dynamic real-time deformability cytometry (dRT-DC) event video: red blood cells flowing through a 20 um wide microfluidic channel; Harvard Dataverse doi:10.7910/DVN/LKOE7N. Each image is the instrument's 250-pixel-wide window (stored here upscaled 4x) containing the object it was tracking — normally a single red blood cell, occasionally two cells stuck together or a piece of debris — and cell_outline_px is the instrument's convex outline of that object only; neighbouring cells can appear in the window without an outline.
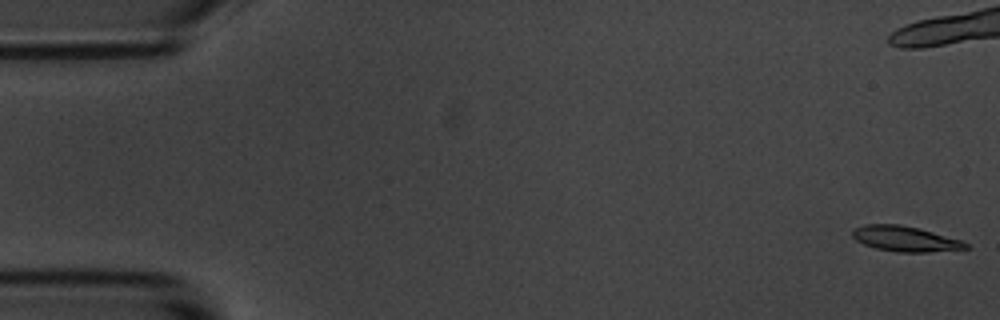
{"species": "common noctule bat (a hibernating species)", "species_latin": "Nyctalus noctula", "temperature_condition": "room temperature", "stored_images_in_passage": 14, "camera_frame_rate_fps": 3000, "um_per_image_px": 0.085, "animal": {"sex": "male", "body_mass_g": 20.1, "forearm_length_mm": 53.5}, "frame": {"image": 1, "passage_image": 1, "time_ms": 0.0, "image_size_px": [1000, 320], "cell_outline_px": [[968, 248], [928, 252], [896, 252], [876, 248], [864, 244], [856, 240], [852, 236], [852, 232], [856, 228], [864, 224], [900, 224], [920, 228], [960, 240], [968, 244]], "centroid_in_image_um": [76.92, 20.29], "position_along_channel_um": 8.1, "area_um2": 16.59}}